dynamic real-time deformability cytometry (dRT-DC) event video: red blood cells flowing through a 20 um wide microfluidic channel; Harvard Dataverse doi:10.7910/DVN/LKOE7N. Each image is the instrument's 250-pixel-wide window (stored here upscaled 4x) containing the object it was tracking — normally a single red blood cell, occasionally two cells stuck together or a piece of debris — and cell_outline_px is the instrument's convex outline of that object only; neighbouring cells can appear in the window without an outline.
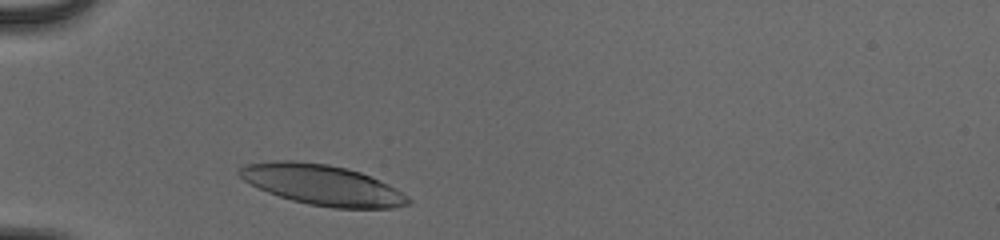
{"species": "human", "species_latin": "Homo sapiens", "temperature_condition": "cold", "stored_images_in_passage": 30, "camera_frame_rate_fps": 3000, "um_per_image_px": 0.085, "donor": {"sex": "male"}, "frame": {"image": 1, "passage_image": 2, "time_ms": 0.333, "image_size_px": [1000, 240], "cell_outline_px": [[412, 200], [408, 204], [392, 208], [332, 208], [308, 204], [292, 200], [268, 192], [244, 180], [236, 172], [244, 164], [276, 160], [296, 160], [328, 164], [348, 168], [360, 172], [388, 184], [408, 196]], "centroid_in_image_um": [27.39, 15.7], "position_along_channel_um": 57.6, "area_um2": 39.65}}
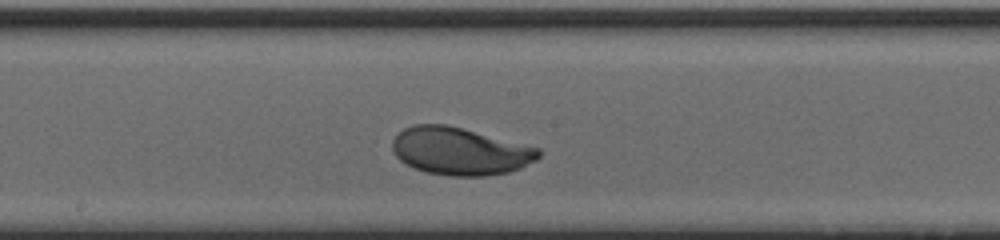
{"frame": {"image": 2, "passage_image": 15, "time_ms": 4.667, "image_size_px": [1000, 240], "cell_outline_px": [[540, 156], [536, 160], [520, 168], [508, 172], [484, 176], [448, 176], [424, 172], [400, 160], [396, 156], [392, 148], [392, 140], [404, 128], [412, 124], [448, 124], [540, 148]], "centroid_in_image_um": [39.1, 12.84], "position_along_channel_um": 209.1, "area_um2": 40.58}}
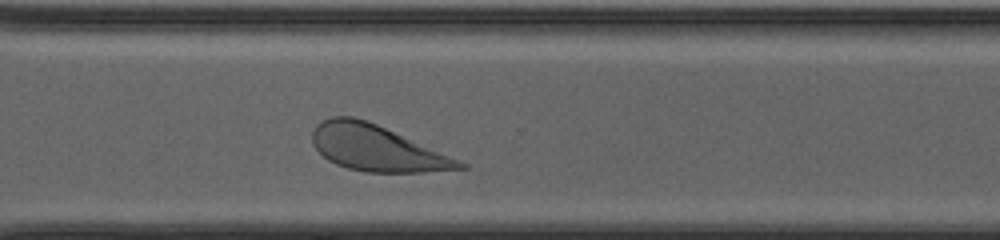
{"frame": {"image": 3, "passage_image": 25, "time_ms": 8.0, "image_size_px": [1000, 240], "cell_outline_px": [[468, 168], [420, 172], [364, 172], [348, 168], [336, 164], [328, 160], [312, 144], [312, 132], [316, 124], [332, 116], [352, 116], [376, 124], [460, 160], [468, 164]], "centroid_in_image_um": [31.99, 12.6], "position_along_channel_um": 338.6, "area_um2": 38.84}, "authors_computed_cell_mechanics": {"area_um2": 39.7375, "velocity_mm_per_s": 3.8693, "shape_relaxation_time_tau1_ms": 3.3746, "shape_relaxation_time_tau2_ms": null, "deformation_change_tau1": 0.2026, "deformation_change_tau2": null}}